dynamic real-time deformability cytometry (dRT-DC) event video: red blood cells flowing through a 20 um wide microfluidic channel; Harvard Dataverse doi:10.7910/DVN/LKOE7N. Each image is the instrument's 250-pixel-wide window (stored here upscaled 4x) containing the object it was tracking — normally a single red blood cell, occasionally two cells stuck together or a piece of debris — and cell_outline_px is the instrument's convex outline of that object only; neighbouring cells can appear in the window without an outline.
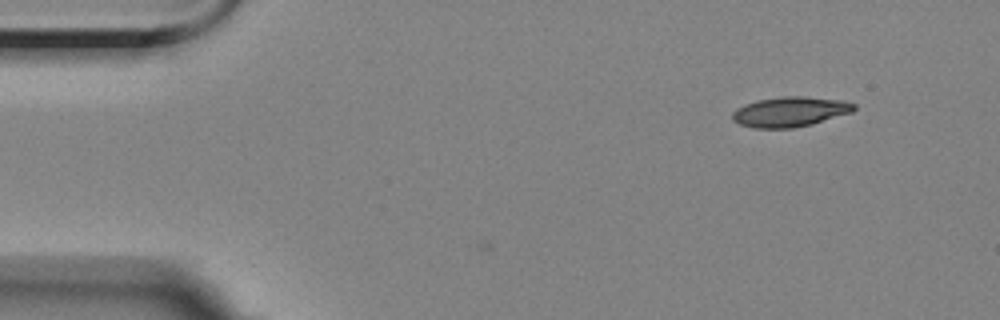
{"species": "Egyptian fruit bat (a non-hibernating species)", "species_latin": "Rousettus aegyptiacus", "temperature_condition": "room temperature", "stored_images_in_passage": 3, "camera_frame_rate_fps": 3000, "um_per_image_px": 0.085, "animal": {"sex": "female"}, "frame": {"image": 1, "passage_image": 1, "time_ms": 0.0, "image_size_px": [1000, 320], "cell_outline_px": [[856, 108], [852, 112], [812, 124], [792, 128], [752, 128], [740, 124], [732, 120], [732, 112], [736, 108], [744, 104], [756, 100], [784, 96], [800, 96], [840, 100], [856, 104]], "centroid_in_image_um": [67.12, 9.5], "position_along_channel_um": 17.9, "area_um2": 21.27}}
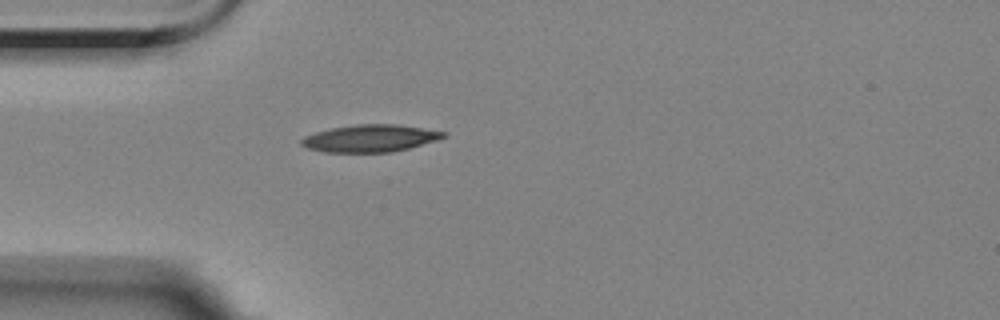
{"frame": {"image": 2, "passage_image": 3, "time_ms": 3.333, "image_size_px": [1000, 320], "cell_outline_px": [[448, 136], [436, 140], [408, 148], [392, 152], [324, 152], [308, 148], [300, 144], [300, 140], [304, 136], [316, 132], [332, 128], [356, 124], [396, 124], [448, 132]], "centroid_in_image_um": [31.47, 11.75], "position_along_channel_um": 53.5, "area_um2": 22.48}}